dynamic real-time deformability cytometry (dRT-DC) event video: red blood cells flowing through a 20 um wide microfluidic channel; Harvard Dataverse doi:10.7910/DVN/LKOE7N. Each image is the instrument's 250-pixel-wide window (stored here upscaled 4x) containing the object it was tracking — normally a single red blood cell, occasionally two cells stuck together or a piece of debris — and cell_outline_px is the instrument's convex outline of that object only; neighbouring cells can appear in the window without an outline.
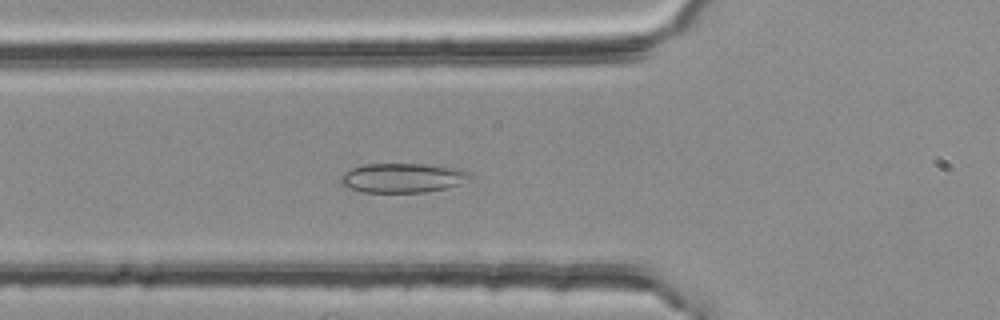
{"species": "common noctule bat (a hibernating species)", "species_latin": "Nyctalus noctula", "temperature_condition": "room temperature", "stored_images_in_passage": 37, "camera_frame_rate_fps": 3000, "um_per_image_px": 0.085, "animal": {"sex": "female", "body_mass_g": 25.1}, "frame": {"image": 1, "passage_image": 3, "time_ms": 0.667, "image_size_px": [1000, 320], "cell_outline_px": [[472, 176], [460, 184], [448, 188], [424, 192], [364, 192], [348, 188], [340, 184], [340, 176], [344, 172], [352, 168], [364, 164], [424, 164], [456, 168], [472, 172]], "centroid_in_image_um": [34.21, 15.12], "position_along_channel_um": 91.6, "area_um2": 22.25}}
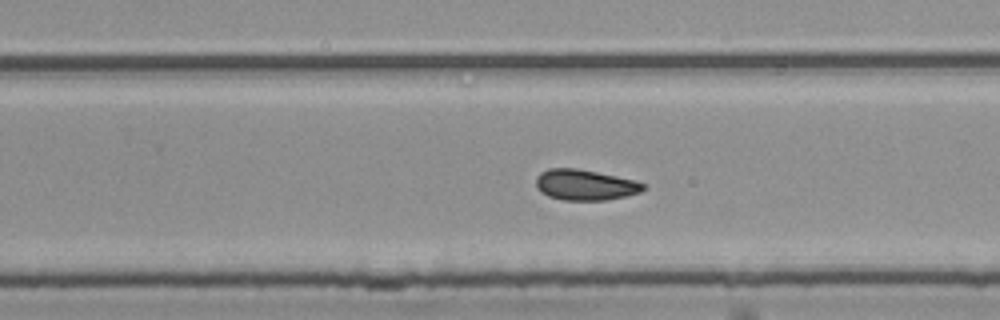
{"frame": {"image": 2, "passage_image": 18, "time_ms": 5.667, "image_size_px": [1000, 320], "cell_outline_px": [[648, 188], [640, 192], [624, 196], [604, 200], [564, 200], [548, 196], [540, 192], [536, 188], [536, 176], [540, 172], [548, 168], [576, 168], [596, 172], [632, 180], [644, 184]], "centroid_in_image_um": [49.67, 15.71], "position_along_channel_um": 280.1, "area_um2": 19.07}}
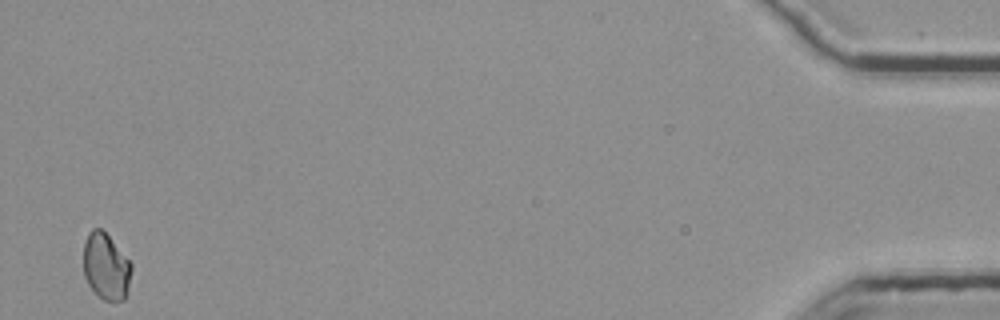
{"frame": {"image": 3, "passage_image": 37, "time_ms": 12.0, "image_size_px": [1000, 320], "cell_outline_px": [[132, 268], [128, 288], [124, 300], [104, 300], [88, 284], [84, 276], [84, 244], [88, 232], [92, 228], [100, 228], [108, 236], [132, 264]], "centroid_in_image_um": [9.0, 22.64], "position_along_channel_um": 426.2, "area_um2": 18.26}, "authors_computed_cell_mechanics": {"area_um2": 19.1896, "velocity_mm_per_s": 3.7639, "shape_relaxation_time_tau1_ms": 8.7332, "shape_relaxation_time_tau2_ms": 4.0231, "deformation_change_tau1": 0.1262, "deformation_change_tau2": 0.0878}}